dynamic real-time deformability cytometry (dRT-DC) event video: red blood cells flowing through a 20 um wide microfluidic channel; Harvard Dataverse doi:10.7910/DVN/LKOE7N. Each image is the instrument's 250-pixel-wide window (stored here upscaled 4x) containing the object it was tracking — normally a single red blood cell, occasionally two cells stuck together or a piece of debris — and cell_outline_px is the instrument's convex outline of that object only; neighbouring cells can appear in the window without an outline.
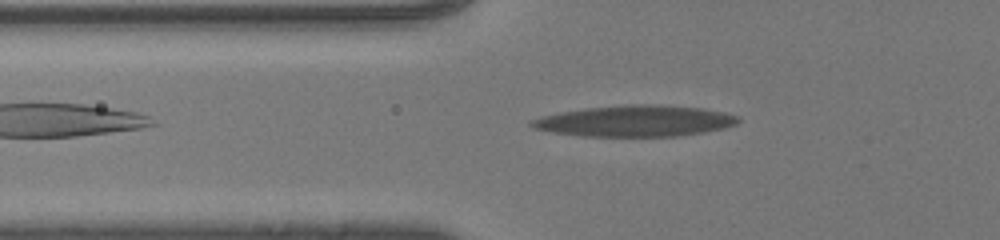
{"species": "human", "species_latin": "Homo sapiens", "temperature_condition": "room temperature", "stored_images_in_passage": 36, "camera_frame_rate_fps": 3000, "um_per_image_px": 0.085, "donor": {"sex": "male"}, "frame": {"image": 1, "passage_image": 5, "time_ms": 1.333, "image_size_px": [1000, 240], "cell_outline_px": [[740, 120], [736, 124], [724, 128], [704, 132], [676, 136], [584, 136], [552, 132], [536, 128], [528, 124], [528, 120], [540, 116], [560, 112], [584, 108], [628, 104], [656, 104], [704, 108], [724, 112], [740, 116]], "centroid_in_image_um": [53.99, 10.27], "position_along_channel_um": 71.8, "area_um2": 37.69}}
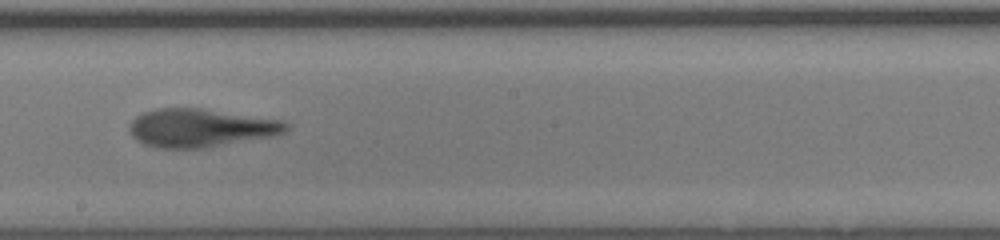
{"frame": {"image": 2, "passage_image": 17, "time_ms": 5.333, "image_size_px": [1000, 240], "cell_outline_px": [[288, 128], [284, 132], [268, 136], [200, 148], [164, 148], [144, 144], [132, 136], [128, 128], [132, 120], [136, 116], [144, 112], [156, 108], [200, 108], [280, 120], [288, 124]], "centroid_in_image_um": [16.97, 10.85], "position_along_channel_um": 231.2, "area_um2": 34.16}}
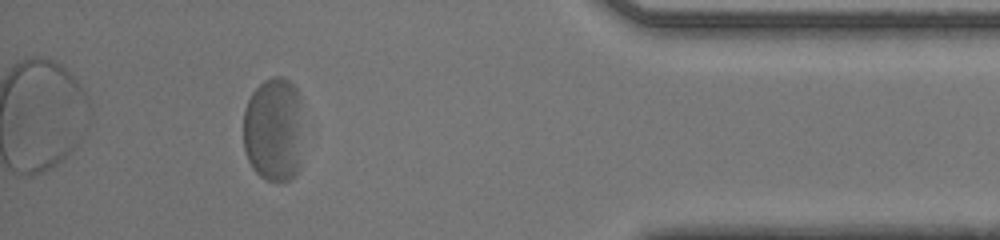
{"frame": {"image": 3, "passage_image": 32, "time_ms": 10.333, "image_size_px": [1000, 240], "cell_outline_px": [[300, 168], [288, 180], [264, 180], [252, 168], [248, 160], [244, 148], [244, 108], [252, 92], [264, 80], [272, 76], [280, 76], [288, 80], [296, 88], [300, 96]], "centroid_in_image_um": [23.24, 11.0], "position_along_channel_um": 412.0, "area_um2": 36.41}, "authors_computed_cell_mechanics": {"area_um2": 36.0961, "velocity_mm_per_s": 4.1681, "shape_relaxation_time_tau1_ms": 5.6633, "shape_relaxation_time_tau2_ms": 0.9641, "deformation_change_tau1": 0.2598, "deformation_change_tau2": 0.0843}}